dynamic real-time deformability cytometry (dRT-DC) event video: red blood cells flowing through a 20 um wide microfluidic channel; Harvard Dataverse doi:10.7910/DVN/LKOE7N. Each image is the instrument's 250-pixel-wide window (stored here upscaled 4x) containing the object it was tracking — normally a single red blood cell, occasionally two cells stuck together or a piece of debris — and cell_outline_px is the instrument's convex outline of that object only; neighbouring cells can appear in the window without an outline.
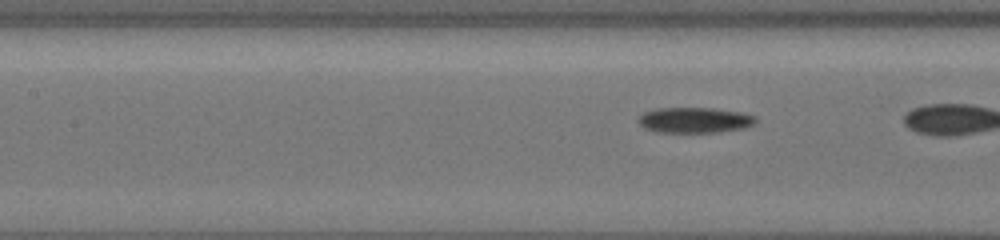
{"species": "common noctule bat (a hibernating species)", "species_latin": "Nyctalus noctula", "temperature_condition": "cold", "stored_images_in_passage": 16, "segment_of_instrument_passage": [2, 2], "camera_frame_rate_fps": 3000, "um_per_image_px": 0.085, "animal": {"sex": "female", "body_mass_g": 19.5, "forearm_length_mm": 54.1}, "frame": {"image": 1, "passage_image": 12, "time_ms": 3.667, "image_size_px": [1000, 240], "cell_outline_px": [[756, 124], [744, 128], [720, 132], [656, 132], [644, 128], [636, 120], [644, 112], [656, 108], [712, 108], [740, 112], [756, 116]], "centroid_in_image_um": [59.04, 10.21], "position_along_channel_um": 148.4, "area_um2": 17.57}}